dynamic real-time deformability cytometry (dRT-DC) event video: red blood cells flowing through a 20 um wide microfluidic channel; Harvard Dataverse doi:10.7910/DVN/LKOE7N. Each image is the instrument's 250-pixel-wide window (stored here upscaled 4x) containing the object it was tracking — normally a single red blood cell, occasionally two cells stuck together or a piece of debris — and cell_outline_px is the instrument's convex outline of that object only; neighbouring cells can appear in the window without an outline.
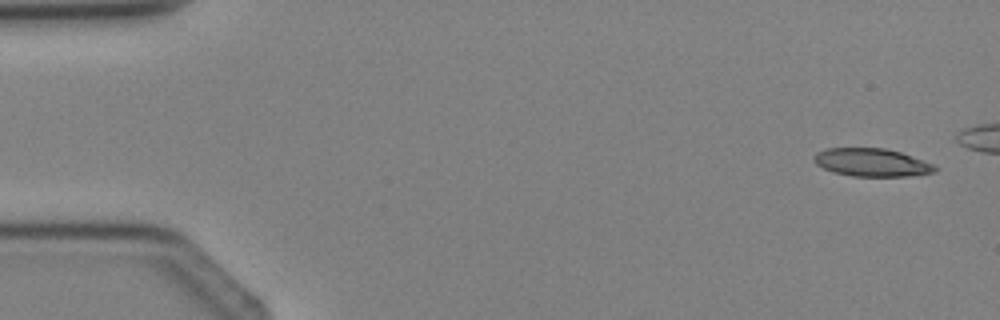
{"species": "Egyptian fruit bat (a non-hibernating species)", "species_latin": "Rousettus aegyptiacus", "temperature_condition": "cold", "stored_images_in_passage": 3, "segment_of_instrument_passage": [2, 2], "camera_frame_rate_fps": 3000, "um_per_image_px": 0.085, "animal": {"sex": "female"}, "frame": {"image": 1, "passage_image": 3, "time_ms": 2.333, "image_size_px": [1000, 320], "cell_outline_px": [[936, 172], [908, 176], [852, 176], [836, 172], [824, 168], [816, 164], [816, 152], [828, 148], [884, 148], [900, 152], [912, 156], [932, 164], [936, 168]], "centroid_in_image_um": [74.12, 13.81], "position_along_channel_um": 10.9, "area_um2": 19.36}}